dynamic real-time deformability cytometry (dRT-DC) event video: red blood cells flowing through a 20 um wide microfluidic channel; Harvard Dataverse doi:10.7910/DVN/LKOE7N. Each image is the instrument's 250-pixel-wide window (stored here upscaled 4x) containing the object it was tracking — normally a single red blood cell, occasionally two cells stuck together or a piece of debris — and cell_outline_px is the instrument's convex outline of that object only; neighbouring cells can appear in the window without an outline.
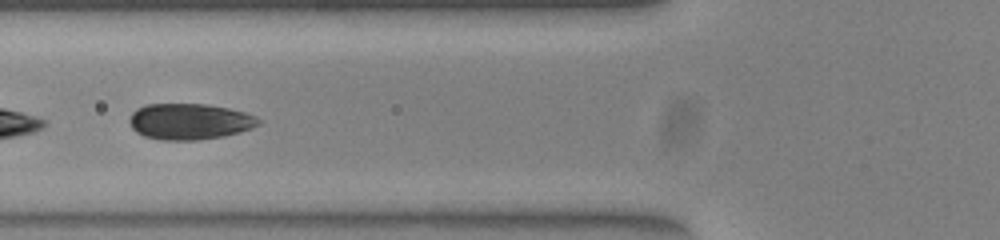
{"species": "common noctule bat (a hibernating species)", "species_latin": "Nyctalus noctula", "temperature_condition": "warm", "stored_images_in_passage": 35, "camera_frame_rate_fps": 3000, "um_per_image_px": 0.085, "animal": {"sex": "female", "body_mass_g": 23.0, "forearm_length_mm": 53.4}, "frame": {"image": 1, "passage_image": 19, "time_ms": 6.0, "image_size_px": [1000, 240], "cell_outline_px": [[260, 124], [252, 128], [240, 132], [224, 136], [196, 140], [164, 140], [144, 136], [136, 132], [132, 128], [128, 120], [132, 112], [136, 108], [148, 104], [208, 104], [228, 108], [244, 112], [256, 116], [260, 120]], "centroid_in_image_um": [16.11, 10.32], "position_along_channel_um": 109.7, "area_um2": 27.22}}
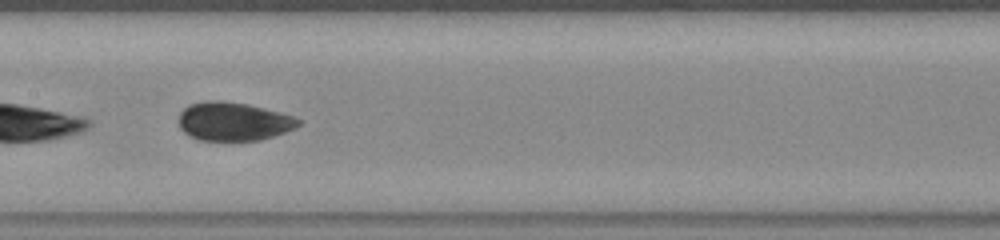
{"frame": {"image": 2, "passage_image": 25, "time_ms": 8.0, "image_size_px": [1000, 240], "cell_outline_px": [[300, 124], [296, 128], [260, 140], [200, 140], [184, 132], [180, 128], [180, 112], [188, 104], [212, 100], [220, 100], [248, 104], [292, 116], [300, 120]], "centroid_in_image_um": [19.83, 10.32], "position_along_channel_um": 187.6, "area_um2": 26.53}}